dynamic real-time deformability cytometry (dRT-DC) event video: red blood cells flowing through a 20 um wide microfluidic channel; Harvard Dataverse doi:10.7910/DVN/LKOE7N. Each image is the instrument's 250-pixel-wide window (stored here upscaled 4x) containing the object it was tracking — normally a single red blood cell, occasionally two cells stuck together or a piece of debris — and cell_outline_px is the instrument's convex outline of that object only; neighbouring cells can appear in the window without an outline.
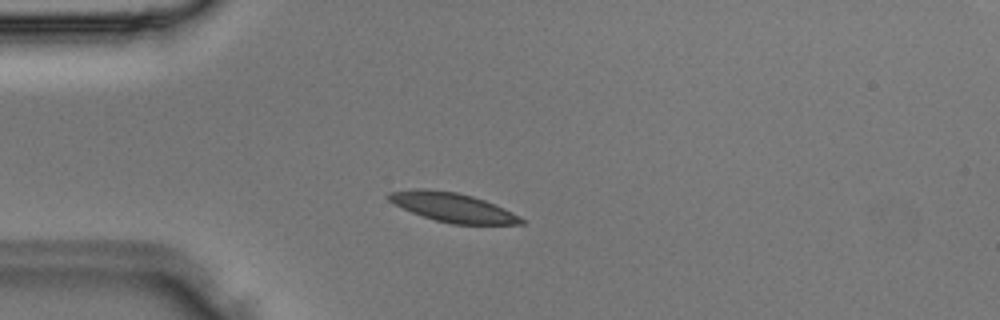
{"species": "Egyptian fruit bat (a non-hibernating species)", "species_latin": "Rousettus aegyptiacus", "temperature_condition": "room temperature", "stored_images_in_passage": 1, "camera_frame_rate_fps": 3000, "um_per_image_px": 0.085, "animal": {"sex": "male"}, "frame": {"image": 1, "passage_image": 1, "time_ms": 0.0, "image_size_px": [1000, 320], "cell_outline_px": [[524, 224], [452, 224], [436, 220], [412, 212], [388, 200], [388, 192], [416, 188], [424, 188], [456, 192], [472, 196], [484, 200], [504, 208], [520, 216], [524, 220]], "centroid_in_image_um": [38.49, 17.62], "position_along_channel_um": 46.5, "area_um2": 22.25}}